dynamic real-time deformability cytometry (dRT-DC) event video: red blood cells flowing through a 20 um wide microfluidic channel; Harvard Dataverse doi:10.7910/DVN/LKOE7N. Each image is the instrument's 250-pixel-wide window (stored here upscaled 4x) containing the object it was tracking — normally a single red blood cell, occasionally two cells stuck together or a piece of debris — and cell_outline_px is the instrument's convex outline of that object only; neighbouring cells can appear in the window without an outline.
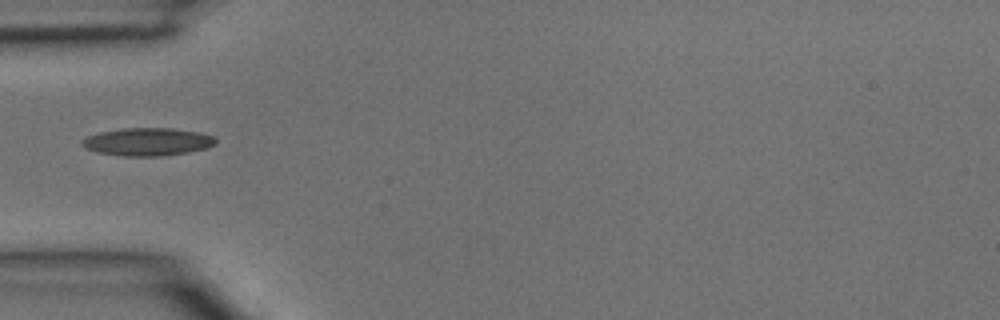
{"species": "common noctule bat (a hibernating species)", "species_latin": "Nyctalus noctula", "temperature_condition": "room temperature", "stored_images_in_passage": 1, "camera_frame_rate_fps": 3000, "um_per_image_px": 0.085, "animal": {"sex": "male", "body_mass_g": 15.6}, "frame": {"image": 1, "passage_image": 1, "time_ms": 0.0, "image_size_px": [1000, 320], "cell_outline_px": [[216, 144], [208, 148], [188, 152], [160, 156], [124, 156], [96, 152], [84, 148], [80, 144], [80, 140], [88, 136], [100, 132], [124, 128], [172, 128], [200, 132], [212, 136], [216, 140]], "centroid_in_image_um": [12.52, 12.05], "position_along_channel_um": 72.5, "area_um2": 21.79}}